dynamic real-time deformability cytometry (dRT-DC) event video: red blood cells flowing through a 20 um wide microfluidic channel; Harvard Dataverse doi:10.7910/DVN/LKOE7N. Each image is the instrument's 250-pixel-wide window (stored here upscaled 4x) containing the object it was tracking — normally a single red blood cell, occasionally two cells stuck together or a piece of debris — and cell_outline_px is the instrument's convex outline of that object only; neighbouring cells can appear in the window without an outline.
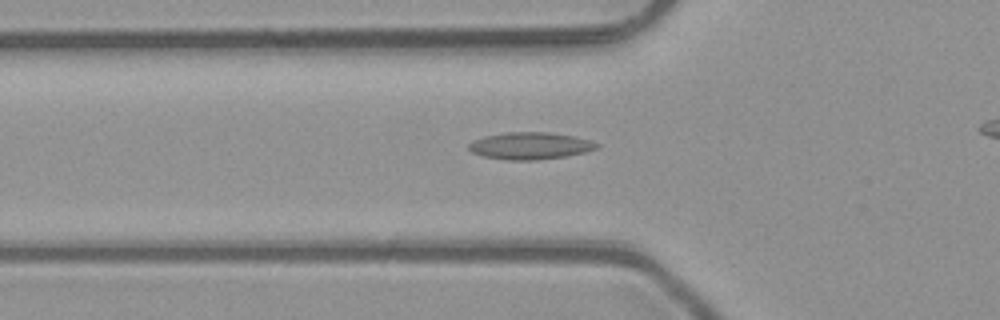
{"species": "common noctule bat (a hibernating species)", "species_latin": "Nyctalus noctula", "temperature_condition": "room temperature", "stored_images_in_passage": 32, "camera_frame_rate_fps": 3000, "um_per_image_px": 0.085, "animal": {"sex": "male", "body_mass_g": 23.1, "forearm_length_mm": 52.7}, "frame": {"image": 1, "passage_image": 6, "time_ms": 1.667, "image_size_px": [1000, 320], "cell_outline_px": [[600, 144], [596, 148], [584, 152], [568, 156], [536, 160], [508, 160], [480, 156], [472, 152], [468, 148], [468, 144], [472, 140], [484, 136], [504, 132], [548, 132], [572, 136], [588, 140]], "centroid_in_image_um": [45.0, 12.39], "position_along_channel_um": 80.8, "area_um2": 20.23}}
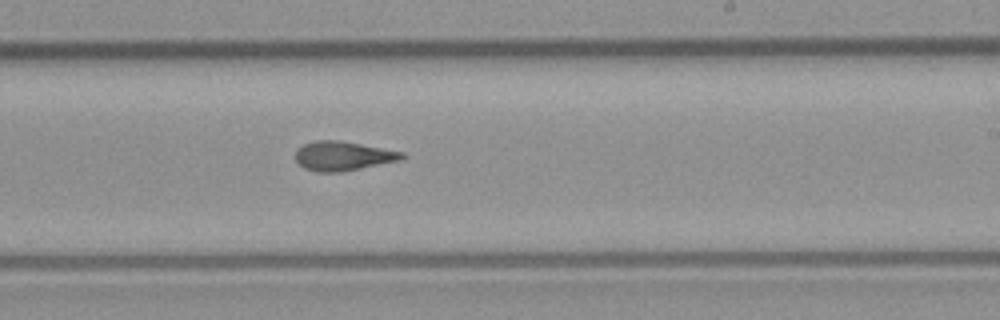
{"frame": {"image": 2, "passage_image": 19, "time_ms": 6.0, "image_size_px": [1000, 320], "cell_outline_px": [[404, 156], [400, 160], [340, 172], [316, 172], [304, 168], [296, 160], [296, 148], [304, 144], [316, 140], [340, 140], [404, 152]], "centroid_in_image_um": [29.12, 13.25], "position_along_channel_um": 259.9, "area_um2": 18.03}}
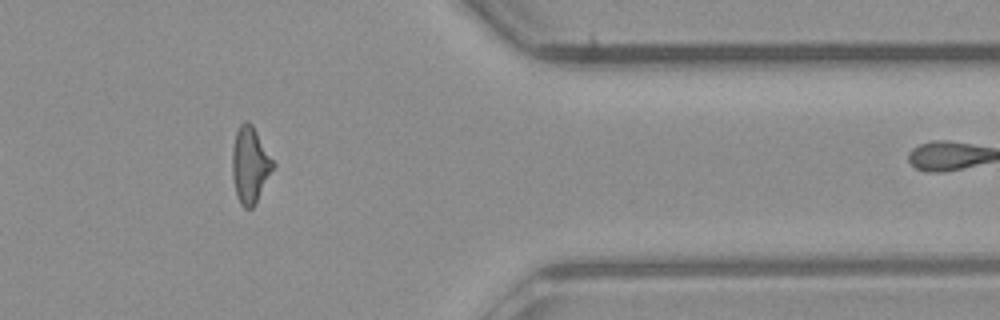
{"frame": {"image": 3, "passage_image": 30, "time_ms": 9.667, "image_size_px": [1000, 320], "cell_outline_px": [[276, 164], [256, 204], [252, 208], [244, 208], [240, 204], [236, 196], [232, 176], [232, 148], [236, 132], [240, 124], [244, 120], [248, 120], [252, 124]], "centroid_in_image_um": [21.25, 14.03], "position_along_channel_um": 390.1, "area_um2": 18.44}}